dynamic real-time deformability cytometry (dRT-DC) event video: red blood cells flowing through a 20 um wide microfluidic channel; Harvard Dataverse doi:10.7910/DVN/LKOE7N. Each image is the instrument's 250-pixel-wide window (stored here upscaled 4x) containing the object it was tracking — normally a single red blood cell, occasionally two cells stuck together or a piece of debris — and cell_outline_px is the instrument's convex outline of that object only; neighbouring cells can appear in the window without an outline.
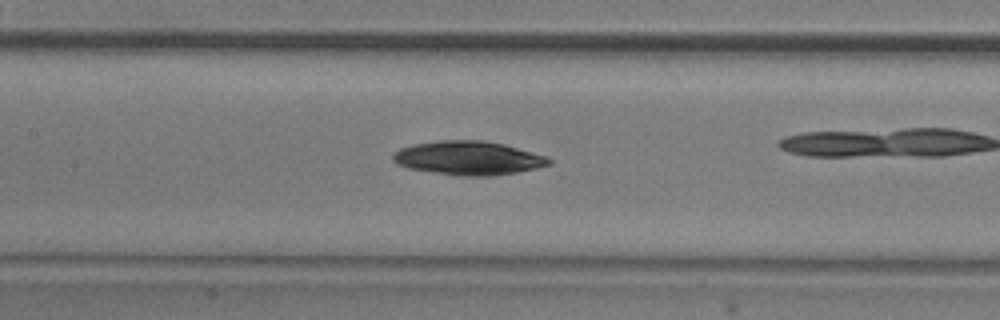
{"species": "common noctule bat (a hibernating species)", "species_latin": "Nyctalus noctula", "temperature_condition": "room temperature", "stored_images_in_passage": 42, "camera_frame_rate_fps": 3000, "um_per_image_px": 0.085, "animal": {"sex": "male", "body_mass_g": 20.5, "forearm_length_mm": 52.5}, "frame": {"image": 1, "passage_image": 24, "time_ms": 7.667, "image_size_px": [1000, 320], "cell_outline_px": [[552, 164], [536, 168], [516, 172], [492, 176], [460, 176], [408, 168], [396, 164], [392, 160], [392, 156], [400, 148], [412, 144], [440, 140], [480, 140], [504, 144], [544, 156], [552, 160]], "centroid_in_image_um": [39.78, 13.43], "position_along_channel_um": 167.6, "area_um2": 30.58}}